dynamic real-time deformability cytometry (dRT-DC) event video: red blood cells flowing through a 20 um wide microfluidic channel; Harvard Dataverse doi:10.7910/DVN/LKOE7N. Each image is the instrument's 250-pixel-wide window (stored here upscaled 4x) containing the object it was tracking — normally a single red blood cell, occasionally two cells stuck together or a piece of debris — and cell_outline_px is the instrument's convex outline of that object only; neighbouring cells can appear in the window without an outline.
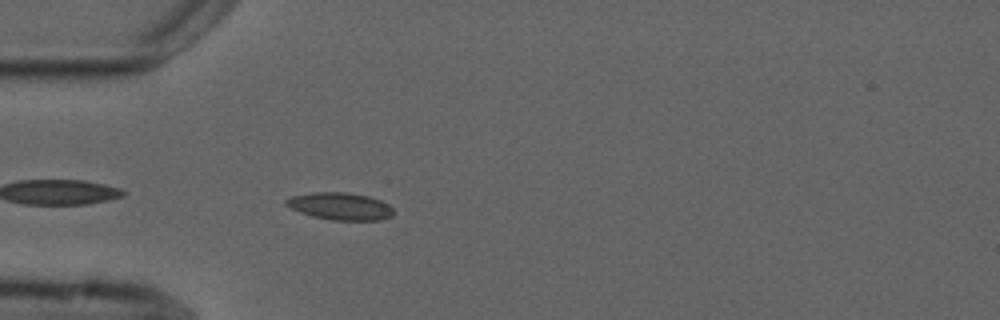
{"species": "common noctule bat (a hibernating species)", "species_latin": "Nyctalus noctula", "temperature_condition": "cold", "stored_images_in_passage": 4, "camera_frame_rate_fps": 3000, "um_per_image_px": 0.085, "animal": {"sex": "male", "forearm_length_mm": 52.5}, "frame": {"image": 1, "passage_image": 4, "time_ms": 3.333, "image_size_px": [1000, 320], "cell_outline_px": [[392, 216], [380, 220], [332, 220], [312, 216], [300, 212], [284, 204], [284, 200], [292, 196], [312, 192], [344, 192], [368, 196], [380, 200], [388, 204], [392, 208]], "centroid_in_image_um": [28.9, 17.53], "position_along_channel_um": 56.1, "area_um2": 16.99}}